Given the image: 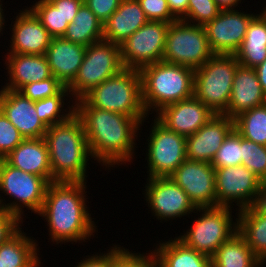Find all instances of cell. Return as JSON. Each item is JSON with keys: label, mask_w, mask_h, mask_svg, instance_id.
Here are the masks:
<instances>
[{"label": "cell", "mask_w": 266, "mask_h": 267, "mask_svg": "<svg viewBox=\"0 0 266 267\" xmlns=\"http://www.w3.org/2000/svg\"><path fill=\"white\" fill-rule=\"evenodd\" d=\"M73 104L84 126L91 158L105 169L132 162L142 124L133 117L92 107L84 98Z\"/></svg>", "instance_id": "cell-1"}, {"label": "cell", "mask_w": 266, "mask_h": 267, "mask_svg": "<svg viewBox=\"0 0 266 267\" xmlns=\"http://www.w3.org/2000/svg\"><path fill=\"white\" fill-rule=\"evenodd\" d=\"M86 181H56L48 185L40 217L49 227L51 242L82 243L97 229L86 205Z\"/></svg>", "instance_id": "cell-2"}, {"label": "cell", "mask_w": 266, "mask_h": 267, "mask_svg": "<svg viewBox=\"0 0 266 267\" xmlns=\"http://www.w3.org/2000/svg\"><path fill=\"white\" fill-rule=\"evenodd\" d=\"M43 138L54 182L87 181L91 153L84 126L75 111L66 120L48 127Z\"/></svg>", "instance_id": "cell-3"}, {"label": "cell", "mask_w": 266, "mask_h": 267, "mask_svg": "<svg viewBox=\"0 0 266 267\" xmlns=\"http://www.w3.org/2000/svg\"><path fill=\"white\" fill-rule=\"evenodd\" d=\"M139 72L142 102L147 114L149 111L157 114L165 106L194 96L195 70L192 68L162 60L141 68Z\"/></svg>", "instance_id": "cell-4"}, {"label": "cell", "mask_w": 266, "mask_h": 267, "mask_svg": "<svg viewBox=\"0 0 266 267\" xmlns=\"http://www.w3.org/2000/svg\"><path fill=\"white\" fill-rule=\"evenodd\" d=\"M83 98L92 107L133 117L140 124L148 116L142 102L141 75L137 69L124 68Z\"/></svg>", "instance_id": "cell-5"}, {"label": "cell", "mask_w": 266, "mask_h": 267, "mask_svg": "<svg viewBox=\"0 0 266 267\" xmlns=\"http://www.w3.org/2000/svg\"><path fill=\"white\" fill-rule=\"evenodd\" d=\"M239 65L234 54H214L194 72V96L213 113L223 114Z\"/></svg>", "instance_id": "cell-6"}, {"label": "cell", "mask_w": 266, "mask_h": 267, "mask_svg": "<svg viewBox=\"0 0 266 267\" xmlns=\"http://www.w3.org/2000/svg\"><path fill=\"white\" fill-rule=\"evenodd\" d=\"M232 207H197L200 217L190 229L177 238L187 247L212 258L219 246L238 232V222L233 221Z\"/></svg>", "instance_id": "cell-7"}, {"label": "cell", "mask_w": 266, "mask_h": 267, "mask_svg": "<svg viewBox=\"0 0 266 267\" xmlns=\"http://www.w3.org/2000/svg\"><path fill=\"white\" fill-rule=\"evenodd\" d=\"M50 183L43 177L27 173L9 165L0 159V191L5 196L14 198L10 203H4L0 195V209L14 214L23 221L22 208L31 210V213H40L48 185Z\"/></svg>", "instance_id": "cell-8"}, {"label": "cell", "mask_w": 266, "mask_h": 267, "mask_svg": "<svg viewBox=\"0 0 266 267\" xmlns=\"http://www.w3.org/2000/svg\"><path fill=\"white\" fill-rule=\"evenodd\" d=\"M124 69L120 45L101 40L86 47L78 74L68 87L70 96L77 101Z\"/></svg>", "instance_id": "cell-9"}, {"label": "cell", "mask_w": 266, "mask_h": 267, "mask_svg": "<svg viewBox=\"0 0 266 267\" xmlns=\"http://www.w3.org/2000/svg\"><path fill=\"white\" fill-rule=\"evenodd\" d=\"M213 55L203 26L183 20L169 24L163 61L196 70Z\"/></svg>", "instance_id": "cell-10"}, {"label": "cell", "mask_w": 266, "mask_h": 267, "mask_svg": "<svg viewBox=\"0 0 266 267\" xmlns=\"http://www.w3.org/2000/svg\"><path fill=\"white\" fill-rule=\"evenodd\" d=\"M153 121L146 148L147 176L169 177L187 159L186 137L169 130L157 118Z\"/></svg>", "instance_id": "cell-11"}, {"label": "cell", "mask_w": 266, "mask_h": 267, "mask_svg": "<svg viewBox=\"0 0 266 267\" xmlns=\"http://www.w3.org/2000/svg\"><path fill=\"white\" fill-rule=\"evenodd\" d=\"M170 23L149 20L120 44L124 68L137 69L162 61Z\"/></svg>", "instance_id": "cell-12"}, {"label": "cell", "mask_w": 266, "mask_h": 267, "mask_svg": "<svg viewBox=\"0 0 266 267\" xmlns=\"http://www.w3.org/2000/svg\"><path fill=\"white\" fill-rule=\"evenodd\" d=\"M262 181L244 165L215 169L216 206L250 207Z\"/></svg>", "instance_id": "cell-13"}, {"label": "cell", "mask_w": 266, "mask_h": 267, "mask_svg": "<svg viewBox=\"0 0 266 267\" xmlns=\"http://www.w3.org/2000/svg\"><path fill=\"white\" fill-rule=\"evenodd\" d=\"M147 181L143 194L152 214L160 222L189 217L191 212H198L187 193L170 177L147 178Z\"/></svg>", "instance_id": "cell-14"}, {"label": "cell", "mask_w": 266, "mask_h": 267, "mask_svg": "<svg viewBox=\"0 0 266 267\" xmlns=\"http://www.w3.org/2000/svg\"><path fill=\"white\" fill-rule=\"evenodd\" d=\"M255 15L235 9L221 10L212 21L203 26L211 51L214 54H235Z\"/></svg>", "instance_id": "cell-15"}, {"label": "cell", "mask_w": 266, "mask_h": 267, "mask_svg": "<svg viewBox=\"0 0 266 267\" xmlns=\"http://www.w3.org/2000/svg\"><path fill=\"white\" fill-rule=\"evenodd\" d=\"M197 207H215V168L208 162L185 160L169 176Z\"/></svg>", "instance_id": "cell-16"}, {"label": "cell", "mask_w": 266, "mask_h": 267, "mask_svg": "<svg viewBox=\"0 0 266 267\" xmlns=\"http://www.w3.org/2000/svg\"><path fill=\"white\" fill-rule=\"evenodd\" d=\"M233 129V119L224 114H215L197 132L186 137L187 160L211 163Z\"/></svg>", "instance_id": "cell-17"}, {"label": "cell", "mask_w": 266, "mask_h": 267, "mask_svg": "<svg viewBox=\"0 0 266 267\" xmlns=\"http://www.w3.org/2000/svg\"><path fill=\"white\" fill-rule=\"evenodd\" d=\"M157 118L169 130L185 137L197 132L214 115L206 105L195 96L170 104L161 109Z\"/></svg>", "instance_id": "cell-18"}, {"label": "cell", "mask_w": 266, "mask_h": 267, "mask_svg": "<svg viewBox=\"0 0 266 267\" xmlns=\"http://www.w3.org/2000/svg\"><path fill=\"white\" fill-rule=\"evenodd\" d=\"M0 110L24 139L44 137L48 127L39 119L34 102L19 91L0 89Z\"/></svg>", "instance_id": "cell-19"}, {"label": "cell", "mask_w": 266, "mask_h": 267, "mask_svg": "<svg viewBox=\"0 0 266 267\" xmlns=\"http://www.w3.org/2000/svg\"><path fill=\"white\" fill-rule=\"evenodd\" d=\"M14 19L8 53L45 55L53 37L36 15L26 7Z\"/></svg>", "instance_id": "cell-20"}, {"label": "cell", "mask_w": 266, "mask_h": 267, "mask_svg": "<svg viewBox=\"0 0 266 267\" xmlns=\"http://www.w3.org/2000/svg\"><path fill=\"white\" fill-rule=\"evenodd\" d=\"M265 103L266 94L255 68L239 65L234 75L228 108L223 114L234 120L240 114Z\"/></svg>", "instance_id": "cell-21"}, {"label": "cell", "mask_w": 266, "mask_h": 267, "mask_svg": "<svg viewBox=\"0 0 266 267\" xmlns=\"http://www.w3.org/2000/svg\"><path fill=\"white\" fill-rule=\"evenodd\" d=\"M86 47L63 37H54L45 53L52 76L64 87L75 80L82 64Z\"/></svg>", "instance_id": "cell-22"}, {"label": "cell", "mask_w": 266, "mask_h": 267, "mask_svg": "<svg viewBox=\"0 0 266 267\" xmlns=\"http://www.w3.org/2000/svg\"><path fill=\"white\" fill-rule=\"evenodd\" d=\"M6 56L9 82L5 83L3 89L19 91L33 81L39 82L52 77L45 55L7 53Z\"/></svg>", "instance_id": "cell-23"}, {"label": "cell", "mask_w": 266, "mask_h": 267, "mask_svg": "<svg viewBox=\"0 0 266 267\" xmlns=\"http://www.w3.org/2000/svg\"><path fill=\"white\" fill-rule=\"evenodd\" d=\"M3 159L14 168L43 177L49 183L54 182L44 138L24 139Z\"/></svg>", "instance_id": "cell-24"}, {"label": "cell", "mask_w": 266, "mask_h": 267, "mask_svg": "<svg viewBox=\"0 0 266 267\" xmlns=\"http://www.w3.org/2000/svg\"><path fill=\"white\" fill-rule=\"evenodd\" d=\"M148 21L137 0H122L103 24V40L120 45Z\"/></svg>", "instance_id": "cell-25"}, {"label": "cell", "mask_w": 266, "mask_h": 267, "mask_svg": "<svg viewBox=\"0 0 266 267\" xmlns=\"http://www.w3.org/2000/svg\"><path fill=\"white\" fill-rule=\"evenodd\" d=\"M160 242L153 250L161 267H212V258L187 247L177 236Z\"/></svg>", "instance_id": "cell-26"}, {"label": "cell", "mask_w": 266, "mask_h": 267, "mask_svg": "<svg viewBox=\"0 0 266 267\" xmlns=\"http://www.w3.org/2000/svg\"><path fill=\"white\" fill-rule=\"evenodd\" d=\"M240 65L256 68L266 59V15H255L249 23L239 50L234 54Z\"/></svg>", "instance_id": "cell-27"}, {"label": "cell", "mask_w": 266, "mask_h": 267, "mask_svg": "<svg viewBox=\"0 0 266 267\" xmlns=\"http://www.w3.org/2000/svg\"><path fill=\"white\" fill-rule=\"evenodd\" d=\"M22 228L7 242L0 245L2 267H38L41 266L37 241L26 236ZM38 248V249H37ZM38 253V254H37Z\"/></svg>", "instance_id": "cell-28"}, {"label": "cell", "mask_w": 266, "mask_h": 267, "mask_svg": "<svg viewBox=\"0 0 266 267\" xmlns=\"http://www.w3.org/2000/svg\"><path fill=\"white\" fill-rule=\"evenodd\" d=\"M237 213L238 233L253 254L266 263V215L256 213L251 207L238 210Z\"/></svg>", "instance_id": "cell-29"}, {"label": "cell", "mask_w": 266, "mask_h": 267, "mask_svg": "<svg viewBox=\"0 0 266 267\" xmlns=\"http://www.w3.org/2000/svg\"><path fill=\"white\" fill-rule=\"evenodd\" d=\"M264 266L245 239L237 232L222 243L212 257V267H261Z\"/></svg>", "instance_id": "cell-30"}, {"label": "cell", "mask_w": 266, "mask_h": 267, "mask_svg": "<svg viewBox=\"0 0 266 267\" xmlns=\"http://www.w3.org/2000/svg\"><path fill=\"white\" fill-rule=\"evenodd\" d=\"M63 38L85 47L103 40V23L83 3L72 23L67 26Z\"/></svg>", "instance_id": "cell-31"}, {"label": "cell", "mask_w": 266, "mask_h": 267, "mask_svg": "<svg viewBox=\"0 0 266 267\" xmlns=\"http://www.w3.org/2000/svg\"><path fill=\"white\" fill-rule=\"evenodd\" d=\"M234 128L243 138L266 146V103L236 117Z\"/></svg>", "instance_id": "cell-32"}, {"label": "cell", "mask_w": 266, "mask_h": 267, "mask_svg": "<svg viewBox=\"0 0 266 267\" xmlns=\"http://www.w3.org/2000/svg\"><path fill=\"white\" fill-rule=\"evenodd\" d=\"M69 94L70 92L68 87H64L57 95L34 102L35 110L39 119L47 127L62 122L73 114L75 110L73 104L71 106L69 104L67 109H64V105H66L64 102L66 99L65 97L67 96L70 97L69 99H72Z\"/></svg>", "instance_id": "cell-33"}, {"label": "cell", "mask_w": 266, "mask_h": 267, "mask_svg": "<svg viewBox=\"0 0 266 267\" xmlns=\"http://www.w3.org/2000/svg\"><path fill=\"white\" fill-rule=\"evenodd\" d=\"M29 9L53 38L63 37L69 22L49 0H39Z\"/></svg>", "instance_id": "cell-34"}, {"label": "cell", "mask_w": 266, "mask_h": 267, "mask_svg": "<svg viewBox=\"0 0 266 267\" xmlns=\"http://www.w3.org/2000/svg\"><path fill=\"white\" fill-rule=\"evenodd\" d=\"M210 164L215 169L242 165V136L235 128L224 139Z\"/></svg>", "instance_id": "cell-35"}, {"label": "cell", "mask_w": 266, "mask_h": 267, "mask_svg": "<svg viewBox=\"0 0 266 267\" xmlns=\"http://www.w3.org/2000/svg\"><path fill=\"white\" fill-rule=\"evenodd\" d=\"M242 165L266 182V146L242 137Z\"/></svg>", "instance_id": "cell-36"}, {"label": "cell", "mask_w": 266, "mask_h": 267, "mask_svg": "<svg viewBox=\"0 0 266 267\" xmlns=\"http://www.w3.org/2000/svg\"><path fill=\"white\" fill-rule=\"evenodd\" d=\"M220 11L221 9L215 3V0H188L187 15L183 21L204 26L212 21Z\"/></svg>", "instance_id": "cell-37"}, {"label": "cell", "mask_w": 266, "mask_h": 267, "mask_svg": "<svg viewBox=\"0 0 266 267\" xmlns=\"http://www.w3.org/2000/svg\"><path fill=\"white\" fill-rule=\"evenodd\" d=\"M64 86L55 78L50 77L39 82H31L23 86L19 92L31 101L36 102L47 97L57 95Z\"/></svg>", "instance_id": "cell-38"}, {"label": "cell", "mask_w": 266, "mask_h": 267, "mask_svg": "<svg viewBox=\"0 0 266 267\" xmlns=\"http://www.w3.org/2000/svg\"><path fill=\"white\" fill-rule=\"evenodd\" d=\"M24 140L19 130L0 110V159H3Z\"/></svg>", "instance_id": "cell-39"}, {"label": "cell", "mask_w": 266, "mask_h": 267, "mask_svg": "<svg viewBox=\"0 0 266 267\" xmlns=\"http://www.w3.org/2000/svg\"><path fill=\"white\" fill-rule=\"evenodd\" d=\"M148 20L172 23L177 19L171 14L167 0H137Z\"/></svg>", "instance_id": "cell-40"}, {"label": "cell", "mask_w": 266, "mask_h": 267, "mask_svg": "<svg viewBox=\"0 0 266 267\" xmlns=\"http://www.w3.org/2000/svg\"><path fill=\"white\" fill-rule=\"evenodd\" d=\"M22 223L14 214L0 209V245L14 236L21 229Z\"/></svg>", "instance_id": "cell-41"}, {"label": "cell", "mask_w": 266, "mask_h": 267, "mask_svg": "<svg viewBox=\"0 0 266 267\" xmlns=\"http://www.w3.org/2000/svg\"><path fill=\"white\" fill-rule=\"evenodd\" d=\"M122 0H83V3L104 24L118 9Z\"/></svg>", "instance_id": "cell-42"}, {"label": "cell", "mask_w": 266, "mask_h": 267, "mask_svg": "<svg viewBox=\"0 0 266 267\" xmlns=\"http://www.w3.org/2000/svg\"><path fill=\"white\" fill-rule=\"evenodd\" d=\"M114 245L110 249V267H135V253Z\"/></svg>", "instance_id": "cell-43"}, {"label": "cell", "mask_w": 266, "mask_h": 267, "mask_svg": "<svg viewBox=\"0 0 266 267\" xmlns=\"http://www.w3.org/2000/svg\"><path fill=\"white\" fill-rule=\"evenodd\" d=\"M69 23L73 22L83 0H49Z\"/></svg>", "instance_id": "cell-44"}, {"label": "cell", "mask_w": 266, "mask_h": 267, "mask_svg": "<svg viewBox=\"0 0 266 267\" xmlns=\"http://www.w3.org/2000/svg\"><path fill=\"white\" fill-rule=\"evenodd\" d=\"M87 258L81 260L75 267H110V250L107 253L93 254V256H86Z\"/></svg>", "instance_id": "cell-45"}, {"label": "cell", "mask_w": 266, "mask_h": 267, "mask_svg": "<svg viewBox=\"0 0 266 267\" xmlns=\"http://www.w3.org/2000/svg\"><path fill=\"white\" fill-rule=\"evenodd\" d=\"M171 14L177 20H183L187 15L188 0H167Z\"/></svg>", "instance_id": "cell-46"}, {"label": "cell", "mask_w": 266, "mask_h": 267, "mask_svg": "<svg viewBox=\"0 0 266 267\" xmlns=\"http://www.w3.org/2000/svg\"><path fill=\"white\" fill-rule=\"evenodd\" d=\"M250 207L256 213L266 215V182H262L259 192Z\"/></svg>", "instance_id": "cell-47"}, {"label": "cell", "mask_w": 266, "mask_h": 267, "mask_svg": "<svg viewBox=\"0 0 266 267\" xmlns=\"http://www.w3.org/2000/svg\"><path fill=\"white\" fill-rule=\"evenodd\" d=\"M145 254L135 253V267H161L159 259L153 252Z\"/></svg>", "instance_id": "cell-48"}, {"label": "cell", "mask_w": 266, "mask_h": 267, "mask_svg": "<svg viewBox=\"0 0 266 267\" xmlns=\"http://www.w3.org/2000/svg\"><path fill=\"white\" fill-rule=\"evenodd\" d=\"M259 83L266 94V59L255 68Z\"/></svg>", "instance_id": "cell-49"}, {"label": "cell", "mask_w": 266, "mask_h": 267, "mask_svg": "<svg viewBox=\"0 0 266 267\" xmlns=\"http://www.w3.org/2000/svg\"><path fill=\"white\" fill-rule=\"evenodd\" d=\"M215 3L221 10H229L235 9L234 7L238 6L241 0H215Z\"/></svg>", "instance_id": "cell-50"}, {"label": "cell", "mask_w": 266, "mask_h": 267, "mask_svg": "<svg viewBox=\"0 0 266 267\" xmlns=\"http://www.w3.org/2000/svg\"><path fill=\"white\" fill-rule=\"evenodd\" d=\"M0 2H2V1L0 0ZM2 5H3V4L0 3V33H1V34H3V33L1 32V31H3L2 29L5 28V27H4V25H5V24H4V23H5V19H4L5 16H4V10L2 9Z\"/></svg>", "instance_id": "cell-51"}, {"label": "cell", "mask_w": 266, "mask_h": 267, "mask_svg": "<svg viewBox=\"0 0 266 267\" xmlns=\"http://www.w3.org/2000/svg\"><path fill=\"white\" fill-rule=\"evenodd\" d=\"M262 10L263 11H261V12L266 15V5H265V7Z\"/></svg>", "instance_id": "cell-52"}]
</instances>
